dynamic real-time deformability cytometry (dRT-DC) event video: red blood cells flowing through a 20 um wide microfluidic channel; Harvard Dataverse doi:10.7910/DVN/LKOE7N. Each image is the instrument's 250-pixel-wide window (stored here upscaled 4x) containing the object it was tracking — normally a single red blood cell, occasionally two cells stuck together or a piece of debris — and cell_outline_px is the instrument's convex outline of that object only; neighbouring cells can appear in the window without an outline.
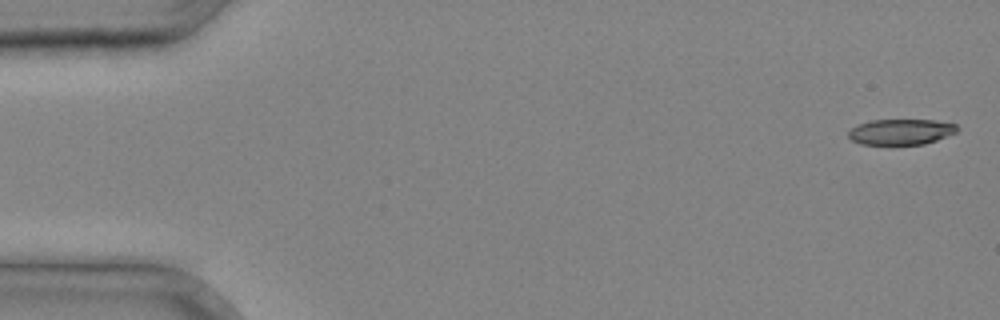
{"species": "common noctule bat (a hibernating species)", "species_latin": "Nyctalus noctula", "temperature_condition": "cold", "stored_images_in_passage": 35, "camera_frame_rate_fps": 3000, "um_per_image_px": 0.085, "animal": {"sex": "male", "body_mass_g": 20.4}, "frame": {"image": 1, "passage_image": 1, "time_ms": 0.0, "image_size_px": [1000, 320], "cell_outline_px": [[956, 132], [936, 140], [924, 144], [892, 148], [860, 144], [852, 140], [848, 136], [848, 132], [856, 124], [872, 120], [936, 120], [956, 124]], "centroid_in_image_um": [76.5, 11.26], "position_along_channel_um": 8.5, "area_um2": 17.05}}
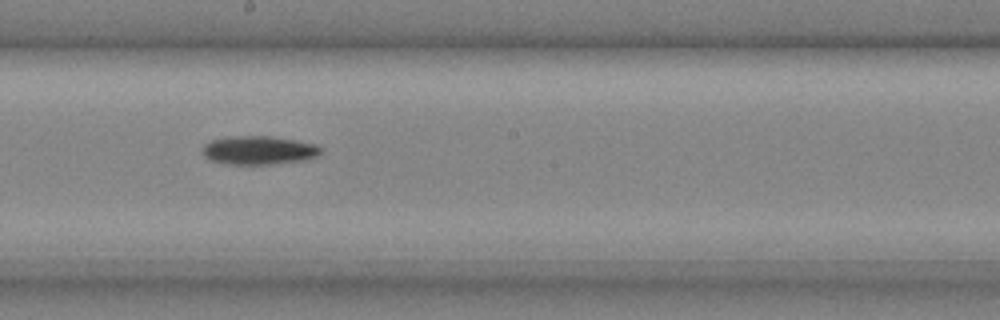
{"frame": {"image": 2, "passage_image": 21, "time_ms": 6.667, "image_size_px": [1000, 320], "cell_outline_px": [[324, 148], [316, 156], [304, 160], [268, 164], [228, 164], [212, 160], [204, 156], [200, 152], [204, 144], [212, 140], [228, 136], [272, 136], [296, 140], [316, 144]], "centroid_in_image_um": [21.98, 12.76], "position_along_channel_um": 226.2, "area_um2": 19.77}}
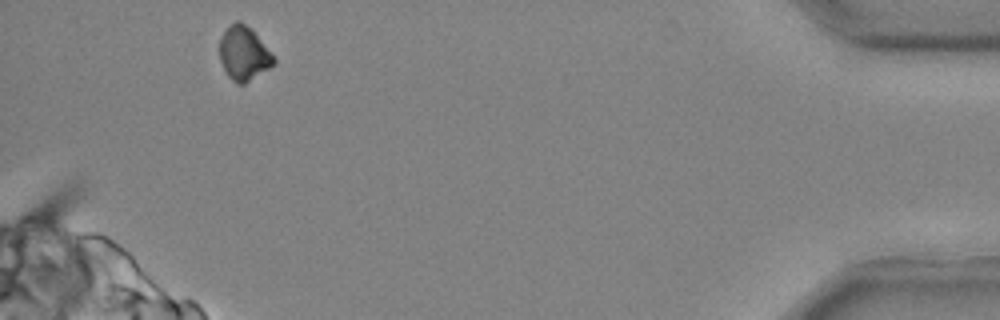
{"frame": {"image": 3, "passage_image": 35, "time_ms": 11.333, "image_size_px": [1000, 320], "cell_outline_px": [[276, 60], [268, 68], [244, 84], [236, 84], [228, 76], [220, 60], [220, 36], [236, 20], [240, 20], [252, 28]], "centroid_in_image_um": [20.7, 4.52], "position_along_channel_um": 414.5, "area_um2": 16.76}}